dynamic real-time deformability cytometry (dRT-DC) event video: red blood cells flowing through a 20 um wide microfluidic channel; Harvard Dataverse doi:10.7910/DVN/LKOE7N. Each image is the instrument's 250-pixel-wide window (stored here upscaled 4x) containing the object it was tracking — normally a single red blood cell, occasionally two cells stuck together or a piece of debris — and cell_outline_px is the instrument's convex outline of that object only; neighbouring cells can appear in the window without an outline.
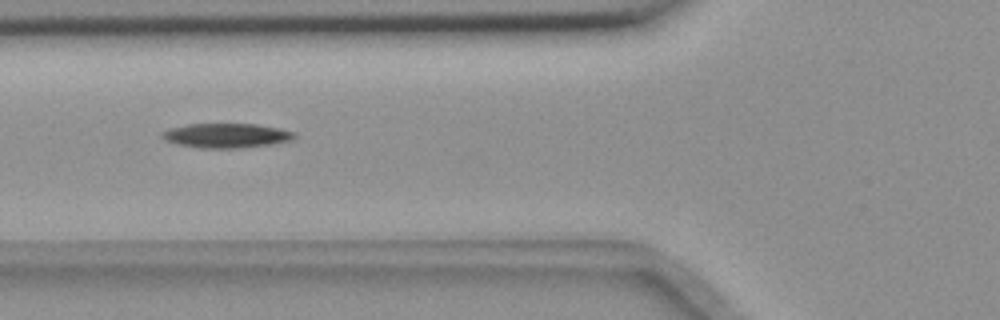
{"species": "common noctule bat (a hibernating species)", "species_latin": "Nyctalus noctula", "temperature_condition": "room temperature", "stored_images_in_passage": 5, "camera_frame_rate_fps": 3000, "um_per_image_px": 0.085, "animal": {"sex": "female", "body_mass_g": 18.4}, "frame": {"image": 1, "passage_image": 3, "time_ms": 0.667, "image_size_px": [1000, 320], "cell_outline_px": [[296, 136], [292, 140], [272, 144], [244, 148], [200, 148], [176, 144], [164, 140], [160, 136], [160, 132], [172, 128], [188, 124], [256, 124], [280, 128], [296, 132]], "centroid_in_image_um": [19.25, 11.53], "position_along_channel_um": 106.6, "area_um2": 19.07}}
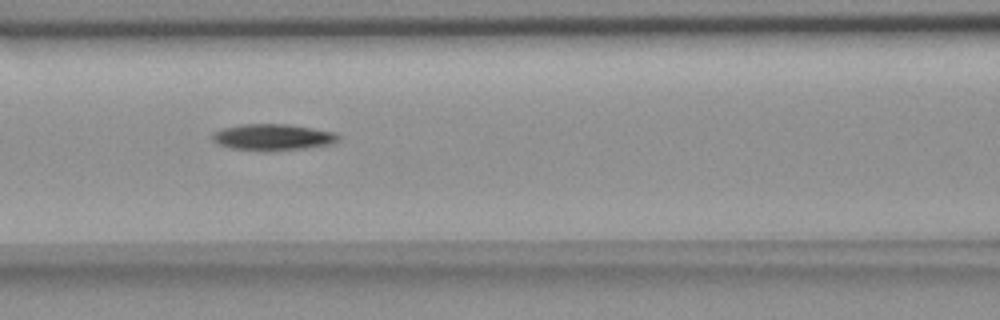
{"frame": {"image": 2, "passage_image": 4, "time_ms": 1.0, "image_size_px": [1000, 320], "cell_outline_px": [[340, 140], [332, 144], [308, 148], [264, 152], [228, 148], [216, 144], [212, 140], [212, 132], [224, 128], [240, 124], [288, 124], [336, 132], [340, 136]], "centroid_in_image_um": [23.18, 11.68], "position_along_channel_um": 143.4, "area_um2": 19.88}}
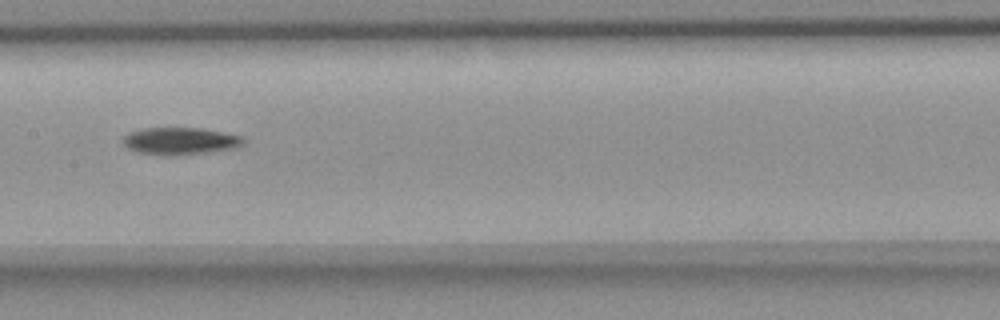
{"frame": {"image": 3, "passage_image": 5, "time_ms": 1.333, "image_size_px": [1000, 320], "cell_outline_px": [[244, 144], [236, 148], [212, 152], [176, 156], [160, 156], [136, 152], [120, 144], [120, 140], [128, 132], [144, 128], [200, 128], [240, 136], [244, 140]], "centroid_in_image_um": [15.23, 12.01], "position_along_channel_um": 192.2, "area_um2": 19.54}}